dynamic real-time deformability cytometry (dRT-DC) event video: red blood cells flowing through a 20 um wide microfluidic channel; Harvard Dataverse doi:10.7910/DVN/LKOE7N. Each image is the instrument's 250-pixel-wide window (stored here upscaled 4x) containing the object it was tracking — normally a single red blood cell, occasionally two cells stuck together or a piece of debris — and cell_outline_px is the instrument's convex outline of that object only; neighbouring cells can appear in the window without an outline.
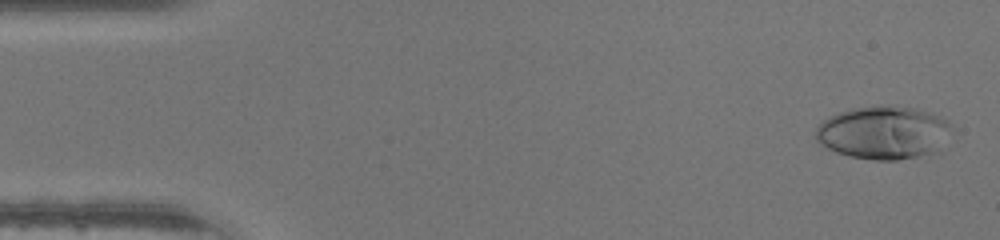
{"species": "human", "species_latin": "Homo sapiens", "temperature_condition": "warm", "stored_images_in_passage": 46, "camera_frame_rate_fps": 3000, "um_per_image_px": 0.085, "donor": {"sex": "male"}, "frame": {"image": 1, "passage_image": 2, "time_ms": 0.333, "image_size_px": [1000, 240], "cell_outline_px": [[952, 128], [932, 152], [916, 156], [896, 160], [876, 160], [848, 156], [836, 152], [820, 144], [816, 140], [816, 128], [824, 120], [840, 112], [852, 108], [892, 104], [916, 108], [940, 116], [948, 120]], "centroid_in_image_um": [75.05, 11.24], "position_along_channel_um": 9.9, "area_um2": 41.56}}
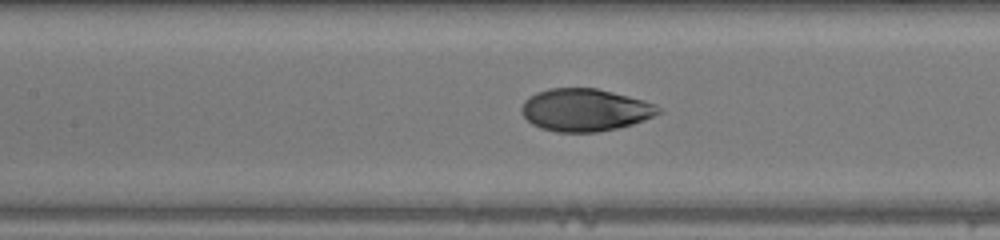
{"frame": {"image": 2, "passage_image": 21, "time_ms": 6.667, "image_size_px": [1000, 240], "cell_outline_px": [[664, 112], [644, 120], [632, 124], [616, 128], [596, 132], [556, 132], [540, 128], [532, 124], [520, 112], [520, 108], [524, 100], [528, 96], [536, 92], [548, 88], [596, 88], [644, 100], [656, 104]], "centroid_in_image_um": [49.71, 9.34], "position_along_channel_um": 157.7, "area_um2": 34.1}}
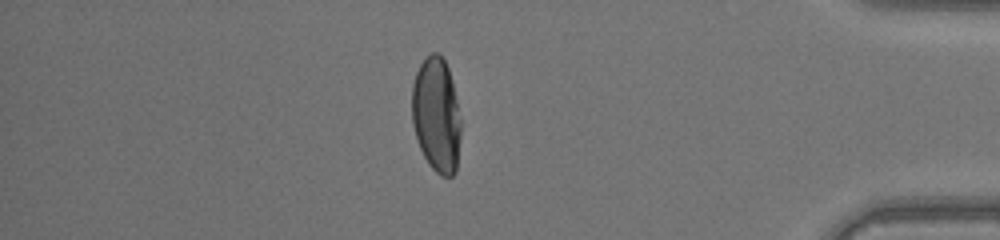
{"frame": {"image": 3, "passage_image": 40, "time_ms": 13.0, "image_size_px": [1000, 240], "cell_outline_px": [[460, 136], [456, 172], [452, 176], [440, 176], [428, 164], [420, 148], [412, 124], [412, 84], [416, 72], [420, 64], [432, 52], [440, 52], [448, 68], [452, 80], [460, 116]], "centroid_in_image_um": [37.09, 9.77], "position_along_channel_um": 398.1, "area_um2": 32.83}}